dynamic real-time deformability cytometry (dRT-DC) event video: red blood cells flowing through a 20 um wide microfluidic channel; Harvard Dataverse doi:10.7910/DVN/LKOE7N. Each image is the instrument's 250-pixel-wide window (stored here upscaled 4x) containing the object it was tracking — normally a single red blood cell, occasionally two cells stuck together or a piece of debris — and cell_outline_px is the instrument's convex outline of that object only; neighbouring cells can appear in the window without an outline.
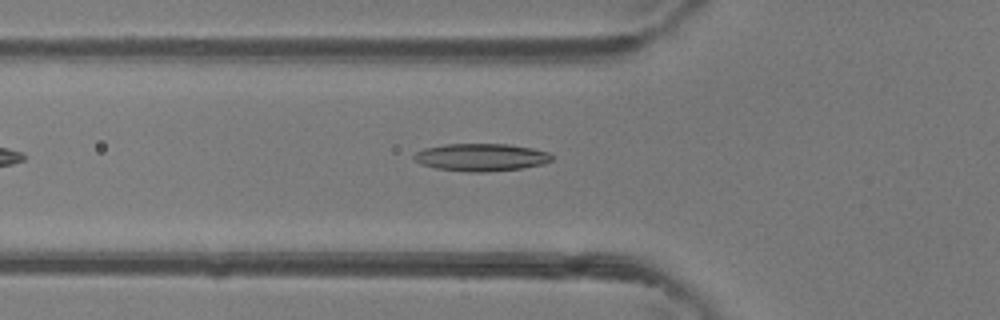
{"species": "common noctule bat (a hibernating species)", "species_latin": "Nyctalus noctula", "temperature_condition": "room temperature", "stored_images_in_passage": 36, "camera_frame_rate_fps": 3000, "um_per_image_px": 0.085, "animal": {"sex": "female"}, "frame": {"image": 1, "passage_image": 5, "time_ms": 1.333, "image_size_px": [1000, 320], "cell_outline_px": [[552, 160], [540, 164], [520, 168], [484, 172], [468, 172], [436, 168], [420, 164], [412, 156], [416, 152], [424, 148], [444, 144], [508, 144], [532, 148], [548, 152], [552, 156]], "centroid_in_image_um": [40.85, 13.36], "position_along_channel_um": 84.9, "area_um2": 21.96}}
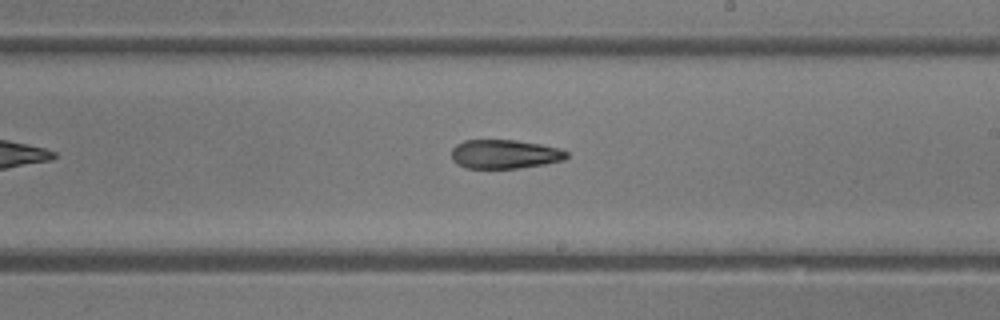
{"frame": {"image": 2, "passage_image": 16, "time_ms": 5.0, "image_size_px": [1000, 320], "cell_outline_px": [[568, 156], [564, 160], [544, 164], [520, 168], [468, 168], [456, 164], [452, 160], [452, 148], [456, 144], [464, 140], [516, 140], [540, 144], [560, 148], [568, 152]], "centroid_in_image_um": [42.89, 13.1], "position_along_channel_um": 246.1, "area_um2": 19.54}}
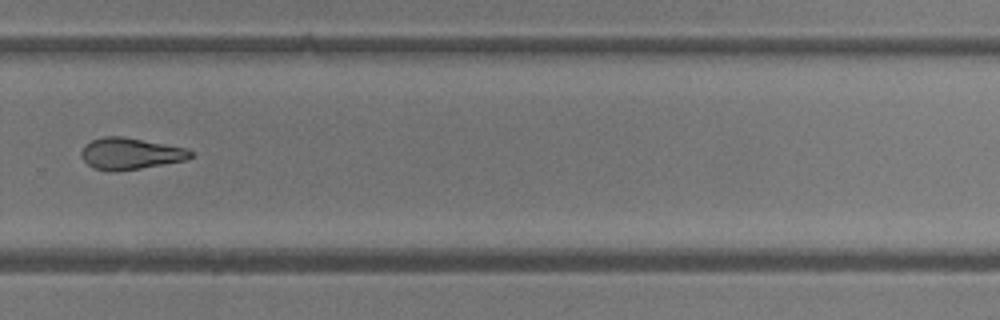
{"frame": {"image": 3, "passage_image": 21, "time_ms": 6.667, "image_size_px": [1000, 320], "cell_outline_px": [[192, 156], [188, 160], [140, 168], [92, 168], [80, 156], [80, 152], [84, 144], [92, 140], [104, 136], [120, 136], [188, 148], [192, 152]], "centroid_in_image_um": [11.1, 13.01], "position_along_channel_um": 318.7, "area_um2": 19.48}, "authors_computed_cell_mechanics": {"area_um2": 20.2878, "velocity_mm_per_s": 4.3726, "shape_relaxation_time_tau1_ms": null, "shape_relaxation_time_tau2_ms": 2.6239, "deformation_change_tau1": null, "deformation_change_tau2": 0.1109}}